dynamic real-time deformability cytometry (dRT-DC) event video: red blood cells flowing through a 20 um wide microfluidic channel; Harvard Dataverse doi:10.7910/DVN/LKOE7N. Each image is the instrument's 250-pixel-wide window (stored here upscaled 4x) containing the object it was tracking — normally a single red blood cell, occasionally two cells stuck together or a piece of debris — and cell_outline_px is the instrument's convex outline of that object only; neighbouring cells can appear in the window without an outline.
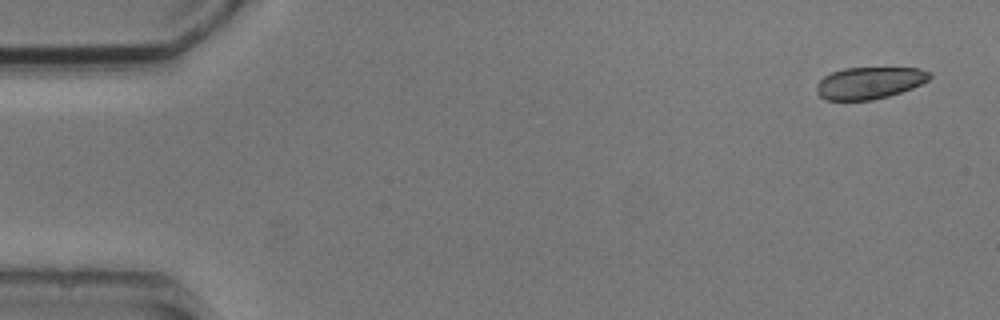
{"species": "common noctule bat (a hibernating species)", "species_latin": "Nyctalus noctula", "temperature_condition": "cold", "stored_images_in_passage": 4, "camera_frame_rate_fps": 3000, "um_per_image_px": 0.085, "animal": {"sex": "male", "body_mass_g": 20.5, "forearm_length_mm": 52.5}, "frame": {"image": 1, "passage_image": 1, "time_ms": 0.0, "image_size_px": [1000, 320], "cell_outline_px": [[932, 76], [928, 80], [912, 88], [888, 96], [872, 100], [824, 100], [816, 92], [816, 84], [824, 76], [832, 72], [844, 68], [920, 68], [932, 72]], "centroid_in_image_um": [73.89, 7.04], "position_along_channel_um": 11.1, "area_um2": 21.1}}
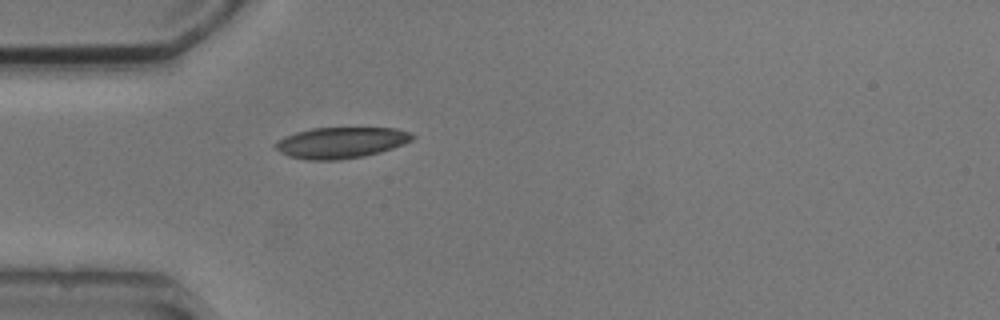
{"frame": {"image": 2, "passage_image": 4, "time_ms": 4.333, "image_size_px": [1000, 320], "cell_outline_px": [[416, 136], [412, 140], [404, 144], [380, 152], [364, 156], [340, 160], [304, 160], [288, 156], [280, 152], [272, 144], [276, 140], [284, 136], [296, 132], [312, 128], [396, 128], [408, 132]], "centroid_in_image_um": [28.94, 12.13], "position_along_channel_um": 56.1, "area_um2": 24.97}}